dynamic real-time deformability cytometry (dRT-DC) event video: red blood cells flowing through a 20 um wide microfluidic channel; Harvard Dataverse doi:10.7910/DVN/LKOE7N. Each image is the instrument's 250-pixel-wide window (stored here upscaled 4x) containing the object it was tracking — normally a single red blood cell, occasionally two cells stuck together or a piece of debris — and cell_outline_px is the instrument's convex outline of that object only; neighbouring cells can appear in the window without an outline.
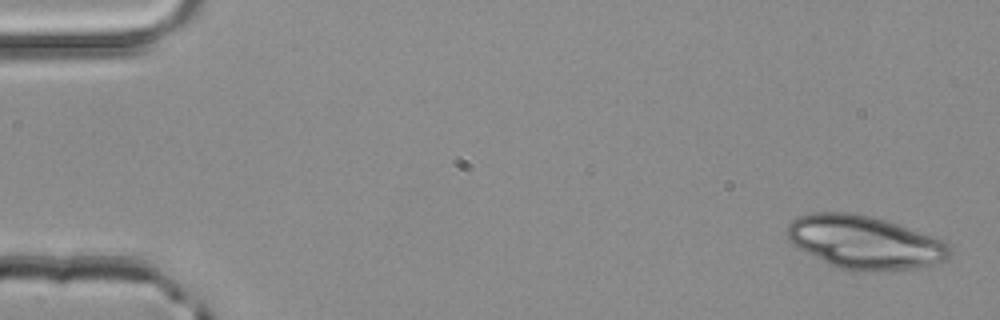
{"species": "common noctule bat (a hibernating species)", "species_latin": "Nyctalus noctula", "temperature_condition": "room temperature", "stored_images_in_passage": 4, "camera_frame_rate_fps": 3000, "um_per_image_px": 0.085, "animal": {"sex": "male", "body_mass_g": 20.4}, "frame": {"image": 1, "passage_image": 1, "time_ms": 0.0, "image_size_px": [1000, 320], "cell_outline_px": [[952, 256], [944, 260], [932, 264], [912, 268], [872, 272], [840, 268], [792, 244], [788, 240], [788, 224], [796, 216], [812, 212], [844, 212], [868, 216], [884, 220], [944, 240], [948, 244], [952, 252]], "centroid_in_image_um": [73.51, 20.59], "position_along_channel_um": 11.5, "area_um2": 49.65}}